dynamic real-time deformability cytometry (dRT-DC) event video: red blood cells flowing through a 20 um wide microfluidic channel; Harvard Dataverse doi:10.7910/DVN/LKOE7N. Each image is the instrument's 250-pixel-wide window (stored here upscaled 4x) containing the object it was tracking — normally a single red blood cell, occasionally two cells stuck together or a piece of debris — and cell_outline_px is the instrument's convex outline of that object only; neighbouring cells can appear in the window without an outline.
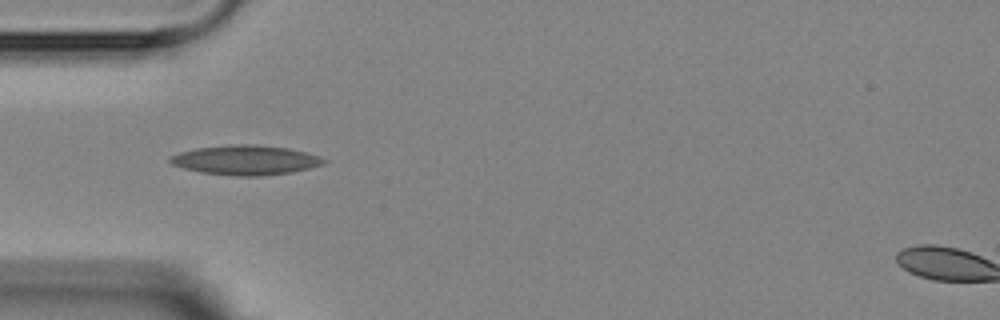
{"species": "Egyptian fruit bat (a non-hibernating species)", "species_latin": "Rousettus aegyptiacus", "temperature_condition": "room temperature", "stored_images_in_passage": 5, "camera_frame_rate_fps": 3000, "um_per_image_px": 0.085, "animal": {"sex": "female"}, "frame": {"image": 1, "passage_image": 5, "time_ms": 4.667, "image_size_px": [1000, 320], "cell_outline_px": [[328, 160], [324, 164], [292, 172], [260, 176], [232, 176], [200, 172], [184, 168], [172, 164], [168, 160], [168, 156], [180, 152], [196, 148], [228, 144], [256, 144], [288, 148], [320, 156]], "centroid_in_image_um": [20.85, 13.6], "position_along_channel_um": 64.1, "area_um2": 26.7}}